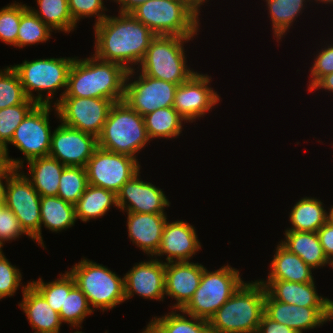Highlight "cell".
Listing matches in <instances>:
<instances>
[{"label":"cell","mask_w":333,"mask_h":333,"mask_svg":"<svg viewBox=\"0 0 333 333\" xmlns=\"http://www.w3.org/2000/svg\"><path fill=\"white\" fill-rule=\"evenodd\" d=\"M328 221L333 224V206L330 208V211L328 213Z\"/></svg>","instance_id":"cell-53"},{"label":"cell","mask_w":333,"mask_h":333,"mask_svg":"<svg viewBox=\"0 0 333 333\" xmlns=\"http://www.w3.org/2000/svg\"><path fill=\"white\" fill-rule=\"evenodd\" d=\"M134 70L136 68L127 71L123 99L133 110L143 117L156 109L173 107L178 84L151 78L142 73L132 82L130 78L134 76Z\"/></svg>","instance_id":"cell-13"},{"label":"cell","mask_w":333,"mask_h":333,"mask_svg":"<svg viewBox=\"0 0 333 333\" xmlns=\"http://www.w3.org/2000/svg\"><path fill=\"white\" fill-rule=\"evenodd\" d=\"M284 236L285 240L280 243L313 269L329 265L317 232L285 231Z\"/></svg>","instance_id":"cell-26"},{"label":"cell","mask_w":333,"mask_h":333,"mask_svg":"<svg viewBox=\"0 0 333 333\" xmlns=\"http://www.w3.org/2000/svg\"><path fill=\"white\" fill-rule=\"evenodd\" d=\"M103 264L83 258L69 271L76 286L85 294L92 310L100 308L103 312L126 301L124 276L119 277Z\"/></svg>","instance_id":"cell-7"},{"label":"cell","mask_w":333,"mask_h":333,"mask_svg":"<svg viewBox=\"0 0 333 333\" xmlns=\"http://www.w3.org/2000/svg\"><path fill=\"white\" fill-rule=\"evenodd\" d=\"M94 311L89 305L85 294L76 286L73 276L65 272V301L59 313L61 321L71 327H80L84 319Z\"/></svg>","instance_id":"cell-33"},{"label":"cell","mask_w":333,"mask_h":333,"mask_svg":"<svg viewBox=\"0 0 333 333\" xmlns=\"http://www.w3.org/2000/svg\"><path fill=\"white\" fill-rule=\"evenodd\" d=\"M325 89L333 93V73L323 76L310 90Z\"/></svg>","instance_id":"cell-50"},{"label":"cell","mask_w":333,"mask_h":333,"mask_svg":"<svg viewBox=\"0 0 333 333\" xmlns=\"http://www.w3.org/2000/svg\"><path fill=\"white\" fill-rule=\"evenodd\" d=\"M97 148L96 136L61 123L52 132L48 156L65 166L85 167Z\"/></svg>","instance_id":"cell-15"},{"label":"cell","mask_w":333,"mask_h":333,"mask_svg":"<svg viewBox=\"0 0 333 333\" xmlns=\"http://www.w3.org/2000/svg\"><path fill=\"white\" fill-rule=\"evenodd\" d=\"M22 234L26 233L21 228L17 217L10 209L4 207L0 212V243L3 245L5 241L16 240Z\"/></svg>","instance_id":"cell-45"},{"label":"cell","mask_w":333,"mask_h":333,"mask_svg":"<svg viewBox=\"0 0 333 333\" xmlns=\"http://www.w3.org/2000/svg\"><path fill=\"white\" fill-rule=\"evenodd\" d=\"M30 284L46 299L50 307L60 313L65 301V273L52 282H44L42 278L30 281Z\"/></svg>","instance_id":"cell-41"},{"label":"cell","mask_w":333,"mask_h":333,"mask_svg":"<svg viewBox=\"0 0 333 333\" xmlns=\"http://www.w3.org/2000/svg\"><path fill=\"white\" fill-rule=\"evenodd\" d=\"M265 296L266 289L260 281L244 282L209 319L211 333H257Z\"/></svg>","instance_id":"cell-3"},{"label":"cell","mask_w":333,"mask_h":333,"mask_svg":"<svg viewBox=\"0 0 333 333\" xmlns=\"http://www.w3.org/2000/svg\"><path fill=\"white\" fill-rule=\"evenodd\" d=\"M193 37L156 36L138 65L140 73L173 84L189 80L196 72L186 65L184 43Z\"/></svg>","instance_id":"cell-6"},{"label":"cell","mask_w":333,"mask_h":333,"mask_svg":"<svg viewBox=\"0 0 333 333\" xmlns=\"http://www.w3.org/2000/svg\"><path fill=\"white\" fill-rule=\"evenodd\" d=\"M73 333H83V332H82V331H77V330H76V332H73ZM106 333H107V332H106Z\"/></svg>","instance_id":"cell-59"},{"label":"cell","mask_w":333,"mask_h":333,"mask_svg":"<svg viewBox=\"0 0 333 333\" xmlns=\"http://www.w3.org/2000/svg\"><path fill=\"white\" fill-rule=\"evenodd\" d=\"M37 105L32 99L25 103L0 109V150L2 151L4 162L15 169L23 168V159H12L8 153V143H10L14 131L23 121L26 115Z\"/></svg>","instance_id":"cell-31"},{"label":"cell","mask_w":333,"mask_h":333,"mask_svg":"<svg viewBox=\"0 0 333 333\" xmlns=\"http://www.w3.org/2000/svg\"><path fill=\"white\" fill-rule=\"evenodd\" d=\"M195 230L194 226L183 220L170 223L166 221L161 244L154 257L165 254L167 263L190 261V258L201 248Z\"/></svg>","instance_id":"cell-21"},{"label":"cell","mask_w":333,"mask_h":333,"mask_svg":"<svg viewBox=\"0 0 333 333\" xmlns=\"http://www.w3.org/2000/svg\"><path fill=\"white\" fill-rule=\"evenodd\" d=\"M139 173L140 171L116 194L118 209L123 212L166 214L164 210L170 206V202L164 191L150 182L142 181Z\"/></svg>","instance_id":"cell-17"},{"label":"cell","mask_w":333,"mask_h":333,"mask_svg":"<svg viewBox=\"0 0 333 333\" xmlns=\"http://www.w3.org/2000/svg\"><path fill=\"white\" fill-rule=\"evenodd\" d=\"M53 30L38 18L27 5L22 4V16L17 36V47L39 44L51 38Z\"/></svg>","instance_id":"cell-37"},{"label":"cell","mask_w":333,"mask_h":333,"mask_svg":"<svg viewBox=\"0 0 333 333\" xmlns=\"http://www.w3.org/2000/svg\"><path fill=\"white\" fill-rule=\"evenodd\" d=\"M130 14L156 36L194 37L200 26L198 17L177 0H147Z\"/></svg>","instance_id":"cell-8"},{"label":"cell","mask_w":333,"mask_h":333,"mask_svg":"<svg viewBox=\"0 0 333 333\" xmlns=\"http://www.w3.org/2000/svg\"><path fill=\"white\" fill-rule=\"evenodd\" d=\"M22 274L18 268L8 261L5 255L0 256V300L13 296L19 288Z\"/></svg>","instance_id":"cell-43"},{"label":"cell","mask_w":333,"mask_h":333,"mask_svg":"<svg viewBox=\"0 0 333 333\" xmlns=\"http://www.w3.org/2000/svg\"><path fill=\"white\" fill-rule=\"evenodd\" d=\"M2 247H3V245L0 243V256H1L2 254H4L3 251H2Z\"/></svg>","instance_id":"cell-57"},{"label":"cell","mask_w":333,"mask_h":333,"mask_svg":"<svg viewBox=\"0 0 333 333\" xmlns=\"http://www.w3.org/2000/svg\"><path fill=\"white\" fill-rule=\"evenodd\" d=\"M112 205L118 208L117 196L113 191L88 184L75 204L76 218L87 222L103 217Z\"/></svg>","instance_id":"cell-32"},{"label":"cell","mask_w":333,"mask_h":333,"mask_svg":"<svg viewBox=\"0 0 333 333\" xmlns=\"http://www.w3.org/2000/svg\"><path fill=\"white\" fill-rule=\"evenodd\" d=\"M16 169L10 166L8 163L4 162L0 166V201H4L5 197V187L3 183V179L5 182L8 180V177L15 171Z\"/></svg>","instance_id":"cell-48"},{"label":"cell","mask_w":333,"mask_h":333,"mask_svg":"<svg viewBox=\"0 0 333 333\" xmlns=\"http://www.w3.org/2000/svg\"><path fill=\"white\" fill-rule=\"evenodd\" d=\"M329 265L333 268V258L329 260Z\"/></svg>","instance_id":"cell-58"},{"label":"cell","mask_w":333,"mask_h":333,"mask_svg":"<svg viewBox=\"0 0 333 333\" xmlns=\"http://www.w3.org/2000/svg\"><path fill=\"white\" fill-rule=\"evenodd\" d=\"M289 219L292 226L285 231L317 232L328 221V212L319 199L302 197L293 206Z\"/></svg>","instance_id":"cell-30"},{"label":"cell","mask_w":333,"mask_h":333,"mask_svg":"<svg viewBox=\"0 0 333 333\" xmlns=\"http://www.w3.org/2000/svg\"><path fill=\"white\" fill-rule=\"evenodd\" d=\"M41 223L40 245L45 248L42 238V224L48 230L59 232L75 225V205L64 201L58 196H43L40 199Z\"/></svg>","instance_id":"cell-28"},{"label":"cell","mask_w":333,"mask_h":333,"mask_svg":"<svg viewBox=\"0 0 333 333\" xmlns=\"http://www.w3.org/2000/svg\"><path fill=\"white\" fill-rule=\"evenodd\" d=\"M333 320V301L328 299L327 304V321Z\"/></svg>","instance_id":"cell-52"},{"label":"cell","mask_w":333,"mask_h":333,"mask_svg":"<svg viewBox=\"0 0 333 333\" xmlns=\"http://www.w3.org/2000/svg\"><path fill=\"white\" fill-rule=\"evenodd\" d=\"M270 268L271 271L266 280H284L298 283L314 281L312 276L313 268L306 264L298 255L290 252L281 243L276 247Z\"/></svg>","instance_id":"cell-25"},{"label":"cell","mask_w":333,"mask_h":333,"mask_svg":"<svg viewBox=\"0 0 333 333\" xmlns=\"http://www.w3.org/2000/svg\"><path fill=\"white\" fill-rule=\"evenodd\" d=\"M174 309L162 317H154L141 333H211L208 320L183 313ZM189 319H187L185 316Z\"/></svg>","instance_id":"cell-29"},{"label":"cell","mask_w":333,"mask_h":333,"mask_svg":"<svg viewBox=\"0 0 333 333\" xmlns=\"http://www.w3.org/2000/svg\"><path fill=\"white\" fill-rule=\"evenodd\" d=\"M114 2L120 4L119 13H130L140 4L145 3L147 0H113Z\"/></svg>","instance_id":"cell-49"},{"label":"cell","mask_w":333,"mask_h":333,"mask_svg":"<svg viewBox=\"0 0 333 333\" xmlns=\"http://www.w3.org/2000/svg\"><path fill=\"white\" fill-rule=\"evenodd\" d=\"M243 283L239 270L230 265L215 271H208L205 267L199 287L182 311L209 321Z\"/></svg>","instance_id":"cell-9"},{"label":"cell","mask_w":333,"mask_h":333,"mask_svg":"<svg viewBox=\"0 0 333 333\" xmlns=\"http://www.w3.org/2000/svg\"><path fill=\"white\" fill-rule=\"evenodd\" d=\"M127 213L126 223L130 241L153 257L161 244L167 214Z\"/></svg>","instance_id":"cell-22"},{"label":"cell","mask_w":333,"mask_h":333,"mask_svg":"<svg viewBox=\"0 0 333 333\" xmlns=\"http://www.w3.org/2000/svg\"><path fill=\"white\" fill-rule=\"evenodd\" d=\"M51 107L53 106L37 104L14 131L9 144L19 149L27 162L49 155L52 135L49 122Z\"/></svg>","instance_id":"cell-14"},{"label":"cell","mask_w":333,"mask_h":333,"mask_svg":"<svg viewBox=\"0 0 333 333\" xmlns=\"http://www.w3.org/2000/svg\"><path fill=\"white\" fill-rule=\"evenodd\" d=\"M125 299L138 294L145 299L165 298V262L157 258L135 264L124 275Z\"/></svg>","instance_id":"cell-18"},{"label":"cell","mask_w":333,"mask_h":333,"mask_svg":"<svg viewBox=\"0 0 333 333\" xmlns=\"http://www.w3.org/2000/svg\"><path fill=\"white\" fill-rule=\"evenodd\" d=\"M29 174L34 189L43 196H57L61 174L66 167L50 156L28 161Z\"/></svg>","instance_id":"cell-27"},{"label":"cell","mask_w":333,"mask_h":333,"mask_svg":"<svg viewBox=\"0 0 333 333\" xmlns=\"http://www.w3.org/2000/svg\"><path fill=\"white\" fill-rule=\"evenodd\" d=\"M317 235L328 260L333 258V224L327 221L318 231Z\"/></svg>","instance_id":"cell-46"},{"label":"cell","mask_w":333,"mask_h":333,"mask_svg":"<svg viewBox=\"0 0 333 333\" xmlns=\"http://www.w3.org/2000/svg\"><path fill=\"white\" fill-rule=\"evenodd\" d=\"M150 140L154 138H176L182 133L183 121L186 120L173 108H159L143 116Z\"/></svg>","instance_id":"cell-34"},{"label":"cell","mask_w":333,"mask_h":333,"mask_svg":"<svg viewBox=\"0 0 333 333\" xmlns=\"http://www.w3.org/2000/svg\"><path fill=\"white\" fill-rule=\"evenodd\" d=\"M264 313L273 321L298 333L320 327L327 322V307H302L274 300L267 292Z\"/></svg>","instance_id":"cell-20"},{"label":"cell","mask_w":333,"mask_h":333,"mask_svg":"<svg viewBox=\"0 0 333 333\" xmlns=\"http://www.w3.org/2000/svg\"><path fill=\"white\" fill-rule=\"evenodd\" d=\"M73 60L74 58L70 57L25 60L12 68L17 72L27 97L39 105H51L55 92L63 88L64 92L60 94L59 100L57 98L54 102L55 106L66 92L68 73ZM34 90L38 91L37 96L33 95ZM43 91L47 92L45 96Z\"/></svg>","instance_id":"cell-5"},{"label":"cell","mask_w":333,"mask_h":333,"mask_svg":"<svg viewBox=\"0 0 333 333\" xmlns=\"http://www.w3.org/2000/svg\"><path fill=\"white\" fill-rule=\"evenodd\" d=\"M4 207H5V202L0 201V212L3 210Z\"/></svg>","instance_id":"cell-56"},{"label":"cell","mask_w":333,"mask_h":333,"mask_svg":"<svg viewBox=\"0 0 333 333\" xmlns=\"http://www.w3.org/2000/svg\"><path fill=\"white\" fill-rule=\"evenodd\" d=\"M22 16V4L12 3L0 9V40L17 47V36Z\"/></svg>","instance_id":"cell-40"},{"label":"cell","mask_w":333,"mask_h":333,"mask_svg":"<svg viewBox=\"0 0 333 333\" xmlns=\"http://www.w3.org/2000/svg\"><path fill=\"white\" fill-rule=\"evenodd\" d=\"M183 3L189 10H191L198 18L200 15V6L207 2V0H177Z\"/></svg>","instance_id":"cell-51"},{"label":"cell","mask_w":333,"mask_h":333,"mask_svg":"<svg viewBox=\"0 0 333 333\" xmlns=\"http://www.w3.org/2000/svg\"><path fill=\"white\" fill-rule=\"evenodd\" d=\"M22 301L19 303L34 333H60L62 324L59 313L53 310L46 299L28 282L22 286Z\"/></svg>","instance_id":"cell-23"},{"label":"cell","mask_w":333,"mask_h":333,"mask_svg":"<svg viewBox=\"0 0 333 333\" xmlns=\"http://www.w3.org/2000/svg\"><path fill=\"white\" fill-rule=\"evenodd\" d=\"M211 77L195 73L189 80L178 85L173 108L187 121L203 117L220 101V96L209 87Z\"/></svg>","instance_id":"cell-16"},{"label":"cell","mask_w":333,"mask_h":333,"mask_svg":"<svg viewBox=\"0 0 333 333\" xmlns=\"http://www.w3.org/2000/svg\"><path fill=\"white\" fill-rule=\"evenodd\" d=\"M68 5L70 14L76 24L81 18L97 16L96 25L108 16L103 12L107 11L103 0H68Z\"/></svg>","instance_id":"cell-42"},{"label":"cell","mask_w":333,"mask_h":333,"mask_svg":"<svg viewBox=\"0 0 333 333\" xmlns=\"http://www.w3.org/2000/svg\"><path fill=\"white\" fill-rule=\"evenodd\" d=\"M97 140L101 149L136 159V153L151 141L143 117L124 100L112 105Z\"/></svg>","instance_id":"cell-4"},{"label":"cell","mask_w":333,"mask_h":333,"mask_svg":"<svg viewBox=\"0 0 333 333\" xmlns=\"http://www.w3.org/2000/svg\"><path fill=\"white\" fill-rule=\"evenodd\" d=\"M4 163V158L2 152H0V166Z\"/></svg>","instance_id":"cell-55"},{"label":"cell","mask_w":333,"mask_h":333,"mask_svg":"<svg viewBox=\"0 0 333 333\" xmlns=\"http://www.w3.org/2000/svg\"><path fill=\"white\" fill-rule=\"evenodd\" d=\"M259 281L274 300L302 307H327L328 298L318 295L315 281L307 283L284 280Z\"/></svg>","instance_id":"cell-24"},{"label":"cell","mask_w":333,"mask_h":333,"mask_svg":"<svg viewBox=\"0 0 333 333\" xmlns=\"http://www.w3.org/2000/svg\"><path fill=\"white\" fill-rule=\"evenodd\" d=\"M39 10L28 8L52 30L70 33L77 27L70 11L68 0H37Z\"/></svg>","instance_id":"cell-35"},{"label":"cell","mask_w":333,"mask_h":333,"mask_svg":"<svg viewBox=\"0 0 333 333\" xmlns=\"http://www.w3.org/2000/svg\"><path fill=\"white\" fill-rule=\"evenodd\" d=\"M204 266L189 261L165 262V295L177 302L171 308L182 310L199 287Z\"/></svg>","instance_id":"cell-19"},{"label":"cell","mask_w":333,"mask_h":333,"mask_svg":"<svg viewBox=\"0 0 333 333\" xmlns=\"http://www.w3.org/2000/svg\"><path fill=\"white\" fill-rule=\"evenodd\" d=\"M118 15L107 16L94 25V55L121 64L127 71L133 70L144 58L156 35L130 13Z\"/></svg>","instance_id":"cell-1"},{"label":"cell","mask_w":333,"mask_h":333,"mask_svg":"<svg viewBox=\"0 0 333 333\" xmlns=\"http://www.w3.org/2000/svg\"><path fill=\"white\" fill-rule=\"evenodd\" d=\"M257 333H298L292 328L273 321L265 313L261 318Z\"/></svg>","instance_id":"cell-47"},{"label":"cell","mask_w":333,"mask_h":333,"mask_svg":"<svg viewBox=\"0 0 333 333\" xmlns=\"http://www.w3.org/2000/svg\"><path fill=\"white\" fill-rule=\"evenodd\" d=\"M20 171L16 169L5 183V207L17 217L26 236L40 245L41 196L27 175Z\"/></svg>","instance_id":"cell-10"},{"label":"cell","mask_w":333,"mask_h":333,"mask_svg":"<svg viewBox=\"0 0 333 333\" xmlns=\"http://www.w3.org/2000/svg\"><path fill=\"white\" fill-rule=\"evenodd\" d=\"M138 159L98 147L88 160L85 170L88 184L117 194L121 187L140 171Z\"/></svg>","instance_id":"cell-11"},{"label":"cell","mask_w":333,"mask_h":333,"mask_svg":"<svg viewBox=\"0 0 333 333\" xmlns=\"http://www.w3.org/2000/svg\"><path fill=\"white\" fill-rule=\"evenodd\" d=\"M315 1H316V2L319 1V2H322V3L324 2V3H326V4L328 3V4H332V5H333V0H315ZM308 2H309V0H308Z\"/></svg>","instance_id":"cell-54"},{"label":"cell","mask_w":333,"mask_h":333,"mask_svg":"<svg viewBox=\"0 0 333 333\" xmlns=\"http://www.w3.org/2000/svg\"><path fill=\"white\" fill-rule=\"evenodd\" d=\"M307 0H265L272 21L274 36L280 40L296 17L305 9ZM302 10V11H301Z\"/></svg>","instance_id":"cell-36"},{"label":"cell","mask_w":333,"mask_h":333,"mask_svg":"<svg viewBox=\"0 0 333 333\" xmlns=\"http://www.w3.org/2000/svg\"><path fill=\"white\" fill-rule=\"evenodd\" d=\"M308 89L310 90L323 76L333 73V43L316 54L310 70Z\"/></svg>","instance_id":"cell-44"},{"label":"cell","mask_w":333,"mask_h":333,"mask_svg":"<svg viewBox=\"0 0 333 333\" xmlns=\"http://www.w3.org/2000/svg\"><path fill=\"white\" fill-rule=\"evenodd\" d=\"M88 186L85 167L66 166L61 174L57 196L75 205Z\"/></svg>","instance_id":"cell-38"},{"label":"cell","mask_w":333,"mask_h":333,"mask_svg":"<svg viewBox=\"0 0 333 333\" xmlns=\"http://www.w3.org/2000/svg\"><path fill=\"white\" fill-rule=\"evenodd\" d=\"M127 70L118 63L92 57L74 58L68 73L67 89L62 97L124 99Z\"/></svg>","instance_id":"cell-2"},{"label":"cell","mask_w":333,"mask_h":333,"mask_svg":"<svg viewBox=\"0 0 333 333\" xmlns=\"http://www.w3.org/2000/svg\"><path fill=\"white\" fill-rule=\"evenodd\" d=\"M113 104L103 98L62 97L53 109L62 124L98 137Z\"/></svg>","instance_id":"cell-12"},{"label":"cell","mask_w":333,"mask_h":333,"mask_svg":"<svg viewBox=\"0 0 333 333\" xmlns=\"http://www.w3.org/2000/svg\"><path fill=\"white\" fill-rule=\"evenodd\" d=\"M27 97L17 72L8 66L0 69V109L25 103Z\"/></svg>","instance_id":"cell-39"}]
</instances>
